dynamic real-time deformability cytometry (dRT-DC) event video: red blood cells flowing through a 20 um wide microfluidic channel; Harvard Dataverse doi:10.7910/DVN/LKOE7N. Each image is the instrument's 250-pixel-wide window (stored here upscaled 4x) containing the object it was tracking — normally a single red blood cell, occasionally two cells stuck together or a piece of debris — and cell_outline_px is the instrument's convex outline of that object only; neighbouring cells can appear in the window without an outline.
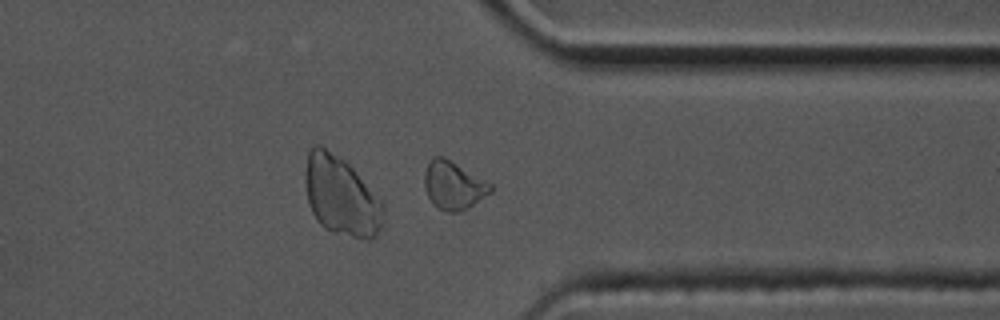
{"species": "common noctule bat (a hibernating species)", "species_latin": "Nyctalus noctula", "temperature_condition": "cold", "stored_images_in_passage": 39, "camera_frame_rate_fps": 3000, "um_per_image_px": 0.085, "animal": {"sex": "male", "body_mass_g": 17.5, "forearm_length_mm": 52.3}, "frame": {"image": 1, "passage_image": 28, "time_ms": 9.0, "image_size_px": [1000, 320], "cell_outline_px": [[492, 192], [468, 208], [460, 212], [448, 212], [432, 204], [424, 188], [424, 172], [432, 156], [444, 156], [492, 184]], "centroid_in_image_um": [38.53, 15.75], "position_along_channel_um": 372.9, "area_um2": 18.61}, "authors_computed_cell_mechanics": {"area_um2": 17.9758, "velocity_mm_per_s": 3.4952, "shape_relaxation_time_tau1_ms": null, "shape_relaxation_time_tau2_ms": 3.9393, "deformation_change_tau1": null, "deformation_change_tau2": 0.0778}}